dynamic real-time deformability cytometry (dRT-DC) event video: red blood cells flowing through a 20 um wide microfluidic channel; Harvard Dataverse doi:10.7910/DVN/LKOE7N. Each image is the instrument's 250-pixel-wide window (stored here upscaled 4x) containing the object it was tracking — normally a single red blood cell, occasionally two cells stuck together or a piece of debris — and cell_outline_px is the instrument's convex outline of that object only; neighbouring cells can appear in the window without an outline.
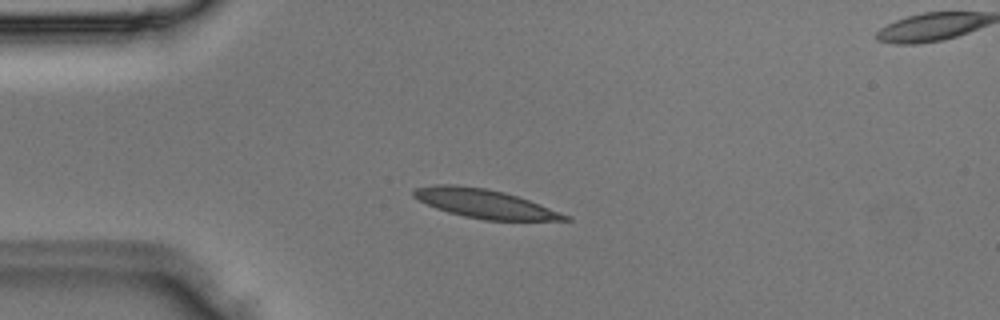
{"species": "Egyptian fruit bat (a non-hibernating species)", "species_latin": "Rousettus aegyptiacus", "temperature_condition": "room temperature", "stored_images_in_passage": 3, "camera_frame_rate_fps": 3000, "um_per_image_px": 0.085, "animal": {"sex": "male"}, "frame": {"image": 1, "passage_image": 2, "time_ms": 0.333, "image_size_px": [1000, 320], "cell_outline_px": [[572, 220], [484, 220], [464, 216], [448, 212], [436, 208], [412, 196], [412, 188], [436, 184], [456, 184], [488, 188], [504, 192], [528, 200], [572, 216]], "centroid_in_image_um": [41.17, 17.29], "position_along_channel_um": 43.8, "area_um2": 25.43}}